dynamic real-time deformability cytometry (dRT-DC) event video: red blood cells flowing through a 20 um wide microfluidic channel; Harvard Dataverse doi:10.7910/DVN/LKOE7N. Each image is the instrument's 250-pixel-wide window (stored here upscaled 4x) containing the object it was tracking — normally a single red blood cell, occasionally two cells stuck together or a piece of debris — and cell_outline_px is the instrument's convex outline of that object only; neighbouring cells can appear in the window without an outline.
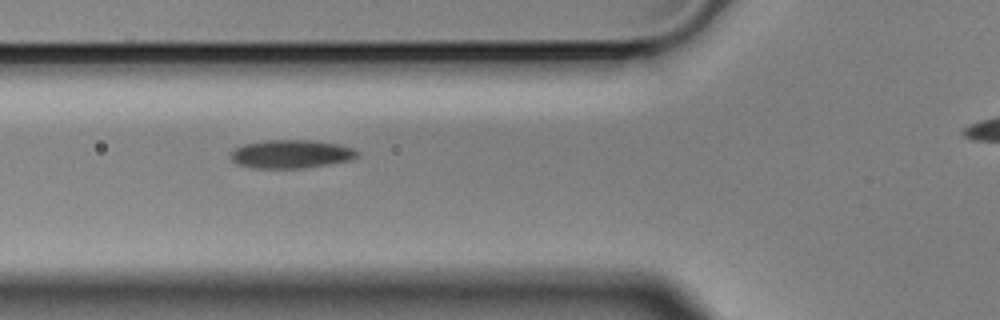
{"species": "Egyptian fruit bat (a non-hibernating species)", "species_latin": "Rousettus aegyptiacus", "temperature_condition": "cold", "stored_images_in_passage": 2, "camera_frame_rate_fps": 3000, "um_per_image_px": 0.085, "animal": {"sex": "male"}, "frame": {"image": 1, "passage_image": 2, "time_ms": 0.333, "image_size_px": [1000, 320], "cell_outline_px": [[360, 152], [352, 160], [304, 168], [252, 168], [240, 164], [232, 160], [232, 152], [236, 148], [244, 144], [264, 140], [312, 140], [336, 144], [352, 148]], "centroid_in_image_um": [24.76, 13.09], "position_along_channel_um": 101.0, "area_um2": 20.75}}